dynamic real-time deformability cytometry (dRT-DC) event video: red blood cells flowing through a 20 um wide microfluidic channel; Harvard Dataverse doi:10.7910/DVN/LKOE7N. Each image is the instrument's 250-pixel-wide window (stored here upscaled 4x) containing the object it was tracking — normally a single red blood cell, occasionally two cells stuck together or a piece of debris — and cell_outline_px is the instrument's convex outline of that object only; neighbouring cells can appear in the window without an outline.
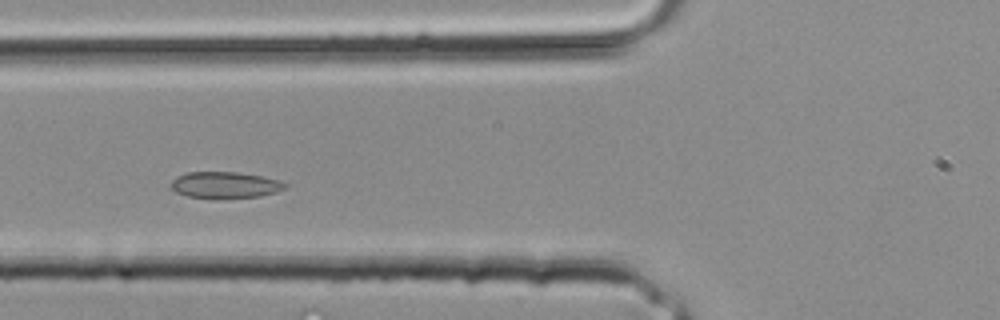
{"species": "common noctule bat (a hibernating species)", "species_latin": "Nyctalus noctula", "temperature_condition": "room temperature", "stored_images_in_passage": 28, "camera_frame_rate_fps": 3000, "um_per_image_px": 0.085, "animal": {"sex": "male", "body_mass_g": 20.4}, "frame": {"image": 1, "passage_image": 8, "time_ms": 2.333, "image_size_px": [1000, 320], "cell_outline_px": [[288, 188], [276, 192], [260, 196], [216, 200], [188, 196], [176, 192], [172, 188], [172, 180], [176, 176], [188, 172], [240, 172], [260, 176], [276, 180], [288, 184]], "centroid_in_image_um": [19.13, 15.74], "position_along_channel_um": 106.7, "area_um2": 17.86}}
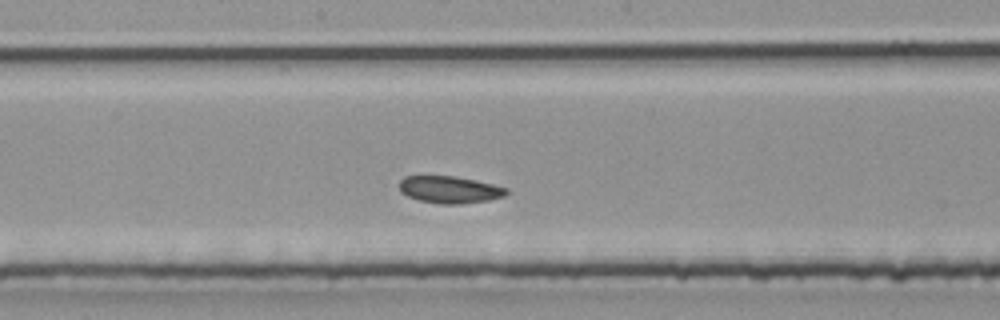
{"frame": {"image": 2, "passage_image": 13, "time_ms": 4.0, "image_size_px": [1000, 320], "cell_outline_px": [[508, 192], [504, 196], [488, 200], [460, 204], [440, 204], [420, 200], [408, 196], [400, 192], [400, 180], [404, 176], [452, 176], [476, 180], [508, 188]], "centroid_in_image_um": [38.22, 16.12], "position_along_channel_um": 210.0, "area_um2": 16.82}}
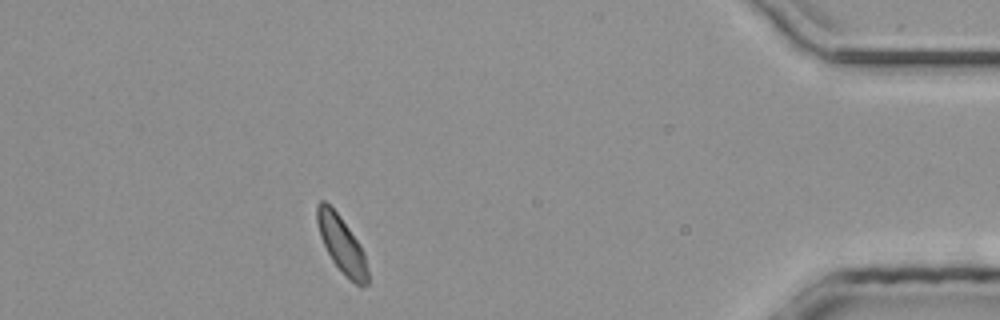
{"frame": {"image": 3, "passage_image": 25, "time_ms": 8.0, "image_size_px": [1000, 320], "cell_outline_px": [[368, 284], [364, 288], [360, 288], [332, 260], [320, 236], [316, 220], [316, 204], [320, 200], [324, 200], [340, 216], [364, 252], [368, 268]], "centroid_in_image_um": [29.04, 20.77], "position_along_channel_um": 406.2, "area_um2": 16.36}}